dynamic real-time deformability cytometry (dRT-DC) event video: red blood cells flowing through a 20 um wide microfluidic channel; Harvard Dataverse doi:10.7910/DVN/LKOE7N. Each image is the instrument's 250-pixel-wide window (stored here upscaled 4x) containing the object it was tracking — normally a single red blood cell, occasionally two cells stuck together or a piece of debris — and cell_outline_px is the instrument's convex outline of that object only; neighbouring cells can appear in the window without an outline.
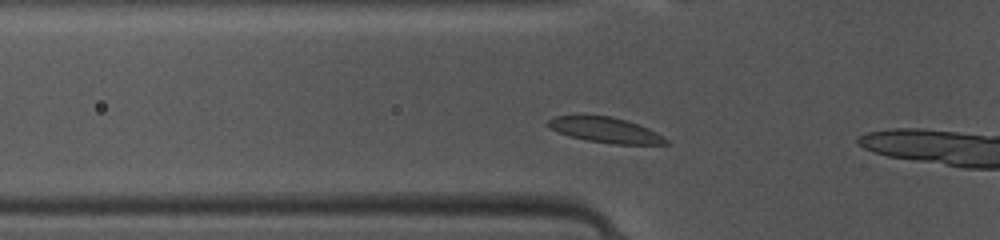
{"species": "common noctule bat (a hibernating species)", "species_latin": "Nyctalus noctula", "temperature_condition": "warm", "stored_images_in_passage": 43, "camera_frame_rate_fps": 3000, "um_per_image_px": 0.085, "animal": {"sex": "female", "body_mass_g": 10.0, "forearm_length_mm": 53.1}, "frame": {"image": 1, "passage_image": 10, "time_ms": 3.0, "image_size_px": [1000, 240], "cell_outline_px": [[672, 144], [616, 144], [588, 140], [572, 136], [560, 132], [552, 128], [548, 124], [548, 120], [556, 116], [612, 116], [648, 128], [656, 132], [668, 140]], "centroid_in_image_um": [51.53, 11.06], "position_along_channel_um": 74.3, "area_um2": 16.82}}
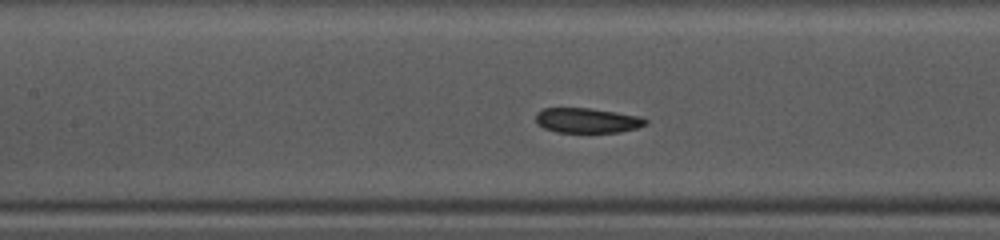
{"frame": {"image": 2, "passage_image": 16, "time_ms": 5.0, "image_size_px": [1000, 240], "cell_outline_px": [[648, 124], [636, 128], [620, 132], [556, 132], [544, 128], [536, 124], [536, 112], [544, 108], [588, 108], [616, 112], [640, 116], [648, 120]], "centroid_in_image_um": [49.9, 10.24], "position_along_channel_um": 157.5, "area_um2": 16.01}}
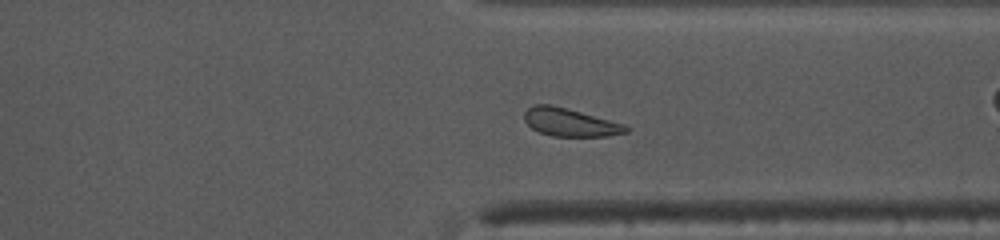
{"frame": {"image": 3, "passage_image": 31, "time_ms": 10.0, "image_size_px": [1000, 240], "cell_outline_px": [[632, 128], [628, 132], [608, 136], [552, 136], [540, 132], [532, 128], [524, 120], [524, 112], [528, 108], [536, 104], [552, 104], [624, 124]], "centroid_in_image_um": [48.46, 10.4], "position_along_channel_um": 362.9, "area_um2": 16.53}, "authors_computed_cell_mechanics": {"area_um2": 17.4556, "velocity_mm_per_s": 4.1226, "shape_relaxation_time_tau1_ms": 2.4362, "shape_relaxation_time_tau2_ms": 8.5375, "deformation_change_tau1": 0.0877, "deformation_change_tau2": 0.1295}}